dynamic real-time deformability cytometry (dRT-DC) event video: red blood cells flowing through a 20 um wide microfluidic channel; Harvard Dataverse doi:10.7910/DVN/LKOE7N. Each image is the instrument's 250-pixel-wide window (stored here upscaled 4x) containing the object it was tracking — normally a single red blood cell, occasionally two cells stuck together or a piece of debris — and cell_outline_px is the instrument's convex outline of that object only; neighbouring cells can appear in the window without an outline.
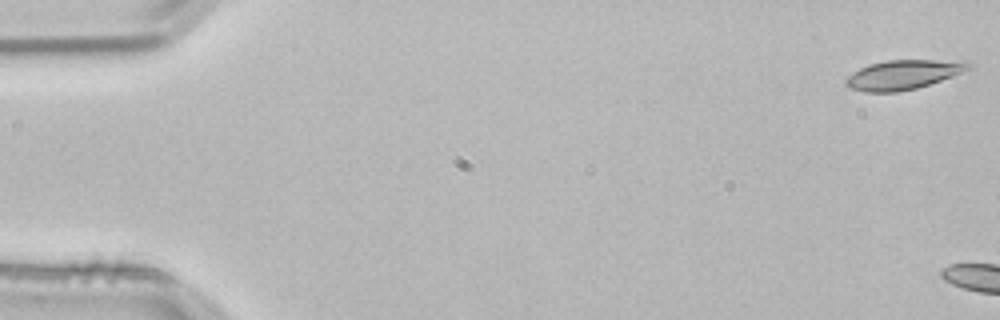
{"species": "common noctule bat (a hibernating species)", "species_latin": "Nyctalus noctula", "temperature_condition": "room temperature", "stored_images_in_passage": 5, "camera_frame_rate_fps": 3000, "um_per_image_px": 0.085, "animal": {"sex": "male", "body_mass_g": 21.5, "forearm_length_mm": 52.0}, "frame": {"image": 1, "passage_image": 1, "time_ms": 0.0, "image_size_px": [1000, 320], "cell_outline_px": [[972, 68], [940, 80], [916, 88], [896, 92], [864, 92], [852, 88], [844, 84], [844, 80], [848, 76], [860, 68], [868, 64], [888, 60], [968, 60], [972, 64]], "centroid_in_image_um": [76.79, 6.33], "position_along_channel_um": 8.2, "area_um2": 20.98}}